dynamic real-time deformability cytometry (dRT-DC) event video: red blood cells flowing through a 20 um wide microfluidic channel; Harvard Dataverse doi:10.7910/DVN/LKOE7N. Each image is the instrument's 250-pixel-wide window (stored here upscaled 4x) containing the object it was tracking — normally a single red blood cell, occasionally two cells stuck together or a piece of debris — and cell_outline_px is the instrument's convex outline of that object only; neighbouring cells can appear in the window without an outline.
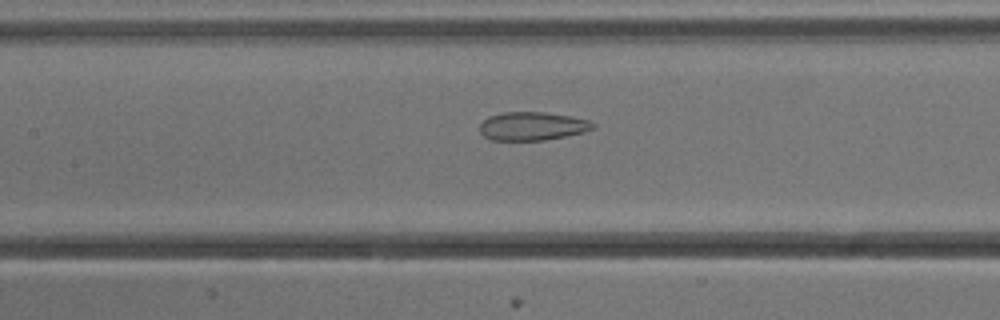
{"species": "common noctule bat (a hibernating species)", "species_latin": "Nyctalus noctula", "temperature_condition": "cold", "stored_images_in_passage": 36, "camera_frame_rate_fps": 3000, "um_per_image_px": 0.085, "animal": {"sex": "male", "body_mass_g": 13.3}, "frame": {"image": 1, "passage_image": 10, "time_ms": 3.0, "image_size_px": [1000, 320], "cell_outline_px": [[596, 128], [584, 132], [544, 140], [492, 140], [484, 136], [480, 132], [480, 124], [488, 116], [504, 112], [544, 112], [572, 116], [588, 120], [596, 124]], "centroid_in_image_um": [45.26, 10.71], "position_along_channel_um": 162.1, "area_um2": 18.79}}
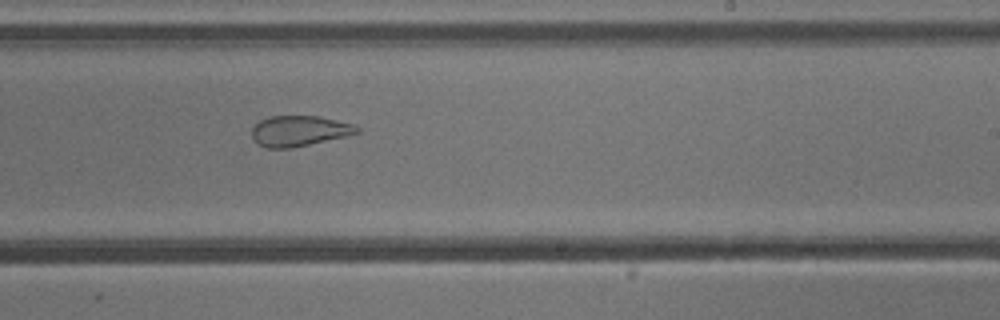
{"frame": {"image": 2, "passage_image": 18, "time_ms": 5.667, "image_size_px": [1000, 320], "cell_outline_px": [[360, 132], [348, 136], [288, 148], [268, 148], [260, 144], [252, 136], [252, 128], [260, 120], [272, 116], [320, 116], [352, 124], [360, 128]], "centroid_in_image_um": [25.46, 11.12], "position_along_channel_um": 263.5, "area_um2": 18.44}}
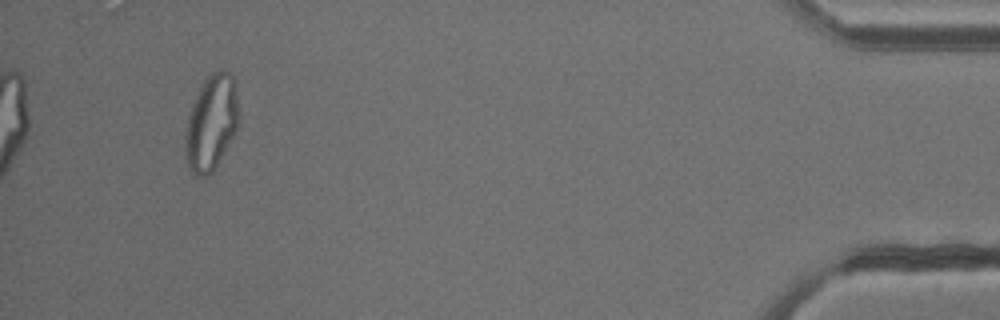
{"frame": {"image": 3, "passage_image": 36, "time_ms": 11.667, "image_size_px": [1000, 320], "cell_outline_px": [[240, 112], [236, 128], [232, 136], [212, 172], [208, 176], [196, 176], [192, 172], [188, 164], [184, 144], [184, 132], [188, 112], [204, 80], [212, 72], [220, 68], [224, 68], [236, 80]], "centroid_in_image_um": [17.96, 10.36], "position_along_channel_um": 417.2, "area_um2": 29.94}, "authors_computed_cell_mechanics": {"area_um2": 20.4612, "velocity_mm_per_s": 3.8261, "shape_relaxation_time_tau1_ms": null, "shape_relaxation_time_tau2_ms": 1.7462, "deformation_change_tau1": null, "deformation_change_tau2": 0.0785}}